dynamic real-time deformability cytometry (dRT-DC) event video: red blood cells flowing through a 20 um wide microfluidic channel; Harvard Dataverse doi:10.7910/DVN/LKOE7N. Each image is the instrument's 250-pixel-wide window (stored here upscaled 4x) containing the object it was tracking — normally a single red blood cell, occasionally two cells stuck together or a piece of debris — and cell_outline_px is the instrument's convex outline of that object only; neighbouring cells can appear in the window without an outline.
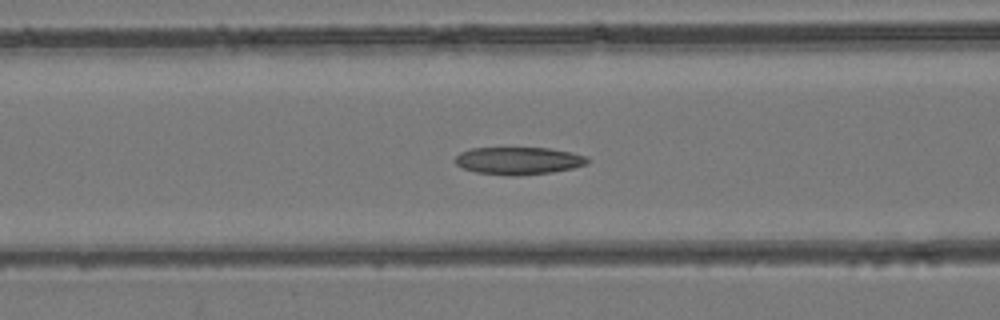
{"species": "common noctule bat (a hibernating species)", "species_latin": "Nyctalus noctula", "temperature_condition": "room temperature", "stored_images_in_passage": 22, "camera_frame_rate_fps": 3000, "um_per_image_px": 0.085, "animal": {"sex": "female", "body_mass_g": 24.6, "forearm_length_mm": 56.2}, "frame": {"image": 1, "passage_image": 15, "time_ms": 4.667, "image_size_px": [1000, 320], "cell_outline_px": [[588, 164], [572, 168], [552, 172], [516, 176], [512, 176], [476, 172], [464, 168], [456, 164], [456, 156], [460, 152], [472, 148], [548, 148], [572, 152], [588, 156]], "centroid_in_image_um": [44.11, 13.66], "position_along_channel_um": 122.5, "area_um2": 21.15}}
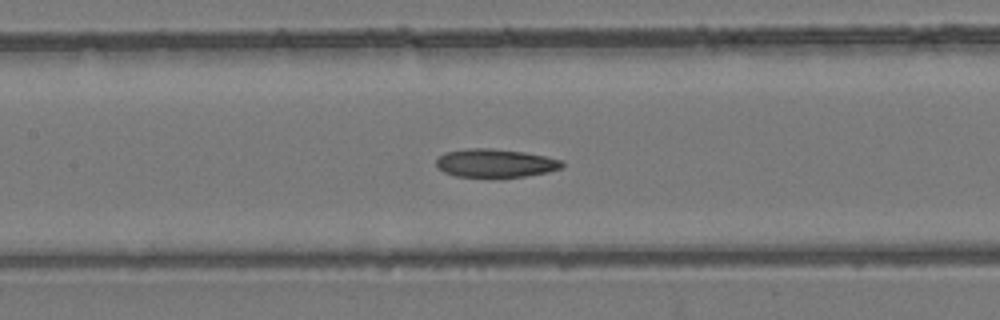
{"frame": {"image": 2, "passage_image": 18, "time_ms": 5.667, "image_size_px": [1000, 320], "cell_outline_px": [[564, 164], [560, 168], [548, 172], [524, 176], [456, 176], [444, 172], [436, 168], [436, 160], [444, 152], [468, 148], [492, 148], [524, 152], [564, 160]], "centroid_in_image_um": [42.08, 13.85], "position_along_channel_um": 165.3, "area_um2": 20.63}}
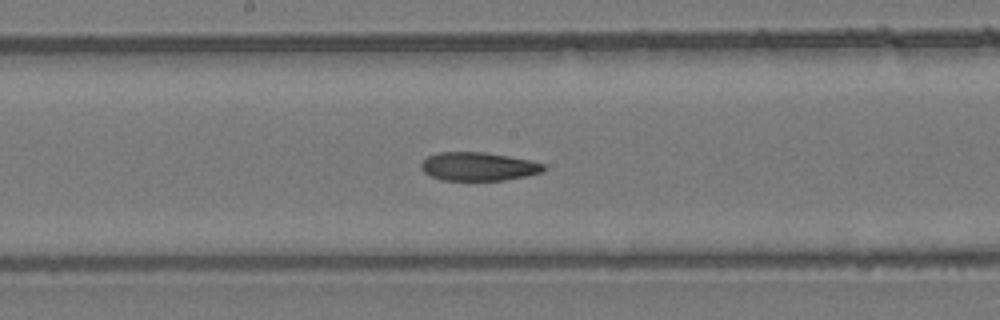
{"frame": {"image": 3, "passage_image": 21, "time_ms": 6.667, "image_size_px": [1000, 320], "cell_outline_px": [[548, 168], [544, 172], [528, 176], [504, 180], [440, 180], [424, 172], [420, 168], [420, 164], [428, 156], [436, 152], [484, 152], [508, 156], [528, 160], [544, 164]], "centroid_in_image_um": [40.68, 14.15], "position_along_channel_um": 207.5, "area_um2": 20.46}}